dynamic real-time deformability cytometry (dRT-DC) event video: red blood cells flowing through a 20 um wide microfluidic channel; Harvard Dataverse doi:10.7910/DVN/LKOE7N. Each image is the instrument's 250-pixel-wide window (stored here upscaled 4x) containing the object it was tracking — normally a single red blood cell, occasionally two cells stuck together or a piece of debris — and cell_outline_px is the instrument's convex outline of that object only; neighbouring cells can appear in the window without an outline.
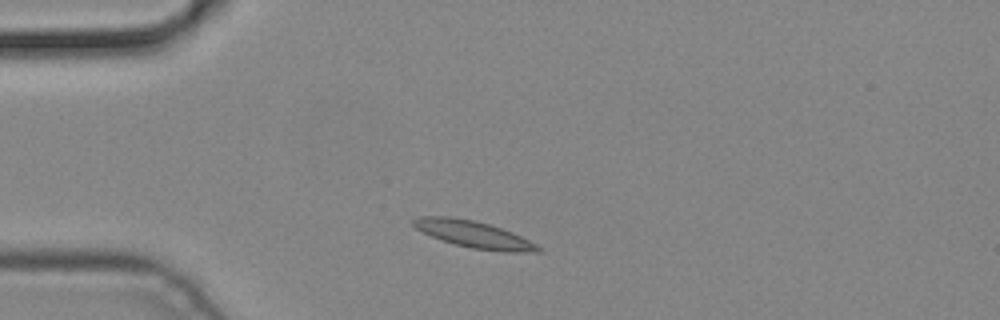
{"species": "common noctule bat (a hibernating species)", "species_latin": "Nyctalus noctula", "temperature_condition": "cold", "stored_images_in_passage": 3, "camera_frame_rate_fps": 3000, "um_per_image_px": 0.085, "animal": {"sex": "male", "body_mass_g": 19.2, "forearm_length_mm": 51.8}, "frame": {"image": 1, "passage_image": 1, "time_ms": 0.0, "image_size_px": [1000, 320], "cell_outline_px": [[544, 252], [504, 252], [472, 248], [440, 240], [416, 228], [412, 224], [412, 220], [420, 216], [448, 216], [472, 220], [488, 224], [512, 232], [544, 248]], "centroid_in_image_um": [40.31, 19.93], "position_along_channel_um": 44.7, "area_um2": 19.36}}
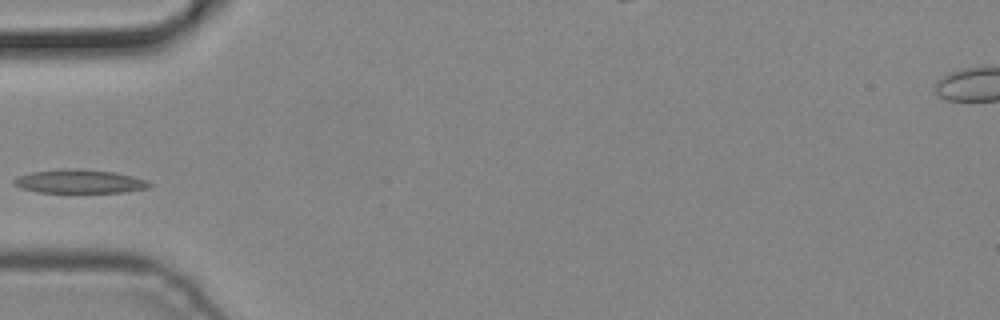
{"frame": {"image": 2, "passage_image": 2, "time_ms": 0.333, "image_size_px": [1000, 320], "cell_outline_px": [[152, 184], [148, 188], [124, 192], [36, 192], [20, 188], [12, 184], [12, 180], [16, 176], [32, 172], [60, 168], [80, 168], [116, 172], [148, 180]], "centroid_in_image_um": [6.72, 15.4], "position_along_channel_um": 78.3, "area_um2": 19.02}}